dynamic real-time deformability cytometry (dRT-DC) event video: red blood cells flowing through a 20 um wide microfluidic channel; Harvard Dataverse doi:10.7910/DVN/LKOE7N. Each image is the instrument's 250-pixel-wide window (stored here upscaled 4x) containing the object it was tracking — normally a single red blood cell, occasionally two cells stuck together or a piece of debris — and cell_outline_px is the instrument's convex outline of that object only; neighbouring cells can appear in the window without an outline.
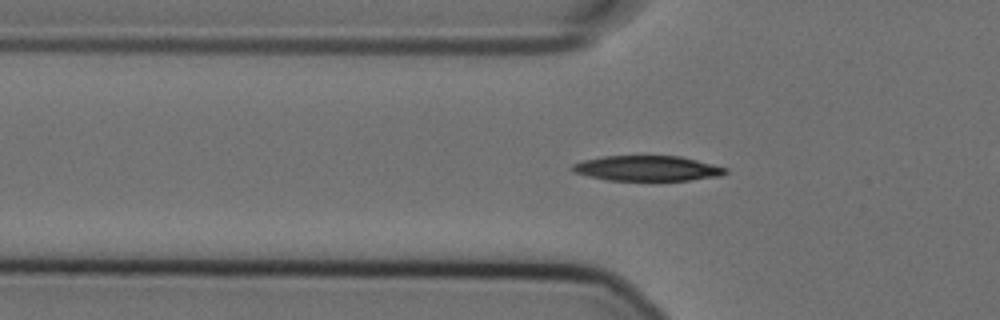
{"species": "Egyptian fruit bat (a non-hibernating species)", "species_latin": "Rousettus aegyptiacus", "temperature_condition": "cold", "stored_images_in_passage": 48, "camera_frame_rate_fps": 3000, "um_per_image_px": 0.085, "animal": {"sex": "female"}, "frame": {"image": 1, "passage_image": 17, "time_ms": 5.333, "image_size_px": [1000, 320], "cell_outline_px": [[728, 172], [720, 176], [688, 180], [608, 180], [588, 176], [572, 172], [568, 168], [572, 164], [584, 160], [604, 156], [680, 156], [728, 168]], "centroid_in_image_um": [54.98, 14.31], "position_along_channel_um": 70.8, "area_um2": 22.48}}
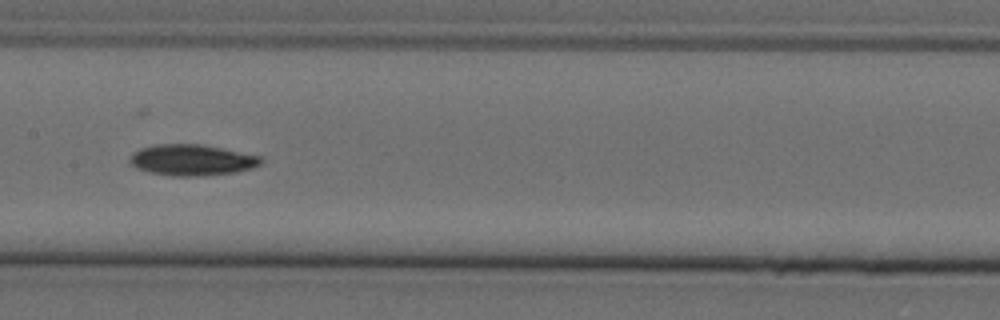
{"frame": {"image": 2, "passage_image": 27, "time_ms": 8.667, "image_size_px": [1000, 320], "cell_outline_px": [[264, 160], [260, 164], [252, 168], [236, 172], [204, 176], [172, 176], [148, 172], [136, 168], [128, 164], [128, 156], [132, 152], [140, 148], [156, 144], [200, 144], [264, 156]], "centroid_in_image_um": [16.28, 13.6], "position_along_channel_um": 191.1, "area_um2": 24.22}}
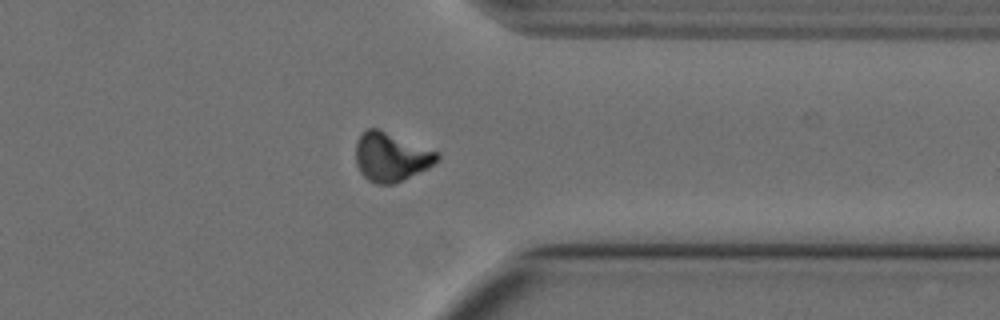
{"frame": {"image": 3, "passage_image": 43, "time_ms": 14.0, "image_size_px": [1000, 320], "cell_outline_px": [[440, 156], [428, 168], [392, 184], [376, 184], [368, 180], [360, 172], [356, 164], [356, 140], [360, 132], [364, 128], [376, 128], [440, 152]], "centroid_in_image_um": [33.2, 13.32], "position_along_channel_um": 378.2, "area_um2": 23.12}}